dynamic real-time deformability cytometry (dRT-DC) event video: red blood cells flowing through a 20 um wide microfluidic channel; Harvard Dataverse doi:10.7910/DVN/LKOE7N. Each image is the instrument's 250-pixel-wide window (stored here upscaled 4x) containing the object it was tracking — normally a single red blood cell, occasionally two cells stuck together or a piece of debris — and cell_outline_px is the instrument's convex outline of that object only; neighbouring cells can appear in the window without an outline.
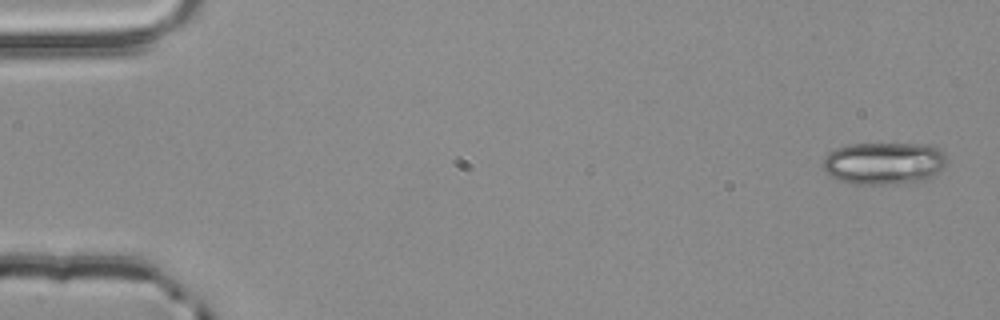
{"species": "common noctule bat (a hibernating species)", "species_latin": "Nyctalus noctula", "temperature_condition": "room temperature", "stored_images_in_passage": 4, "camera_frame_rate_fps": 3000, "um_per_image_px": 0.085, "animal": {"sex": "male", "body_mass_g": 20.4}, "frame": {"image": 1, "passage_image": 1, "time_ms": 0.0, "image_size_px": [1000, 320], "cell_outline_px": [[948, 160], [940, 172], [928, 180], [892, 184], [856, 184], [836, 180], [828, 176], [824, 172], [820, 164], [824, 156], [828, 152], [836, 148], [848, 144], [928, 144], [940, 148], [948, 156]], "centroid_in_image_um": [75.13, 13.88], "position_along_channel_um": 9.9, "area_um2": 31.44}}